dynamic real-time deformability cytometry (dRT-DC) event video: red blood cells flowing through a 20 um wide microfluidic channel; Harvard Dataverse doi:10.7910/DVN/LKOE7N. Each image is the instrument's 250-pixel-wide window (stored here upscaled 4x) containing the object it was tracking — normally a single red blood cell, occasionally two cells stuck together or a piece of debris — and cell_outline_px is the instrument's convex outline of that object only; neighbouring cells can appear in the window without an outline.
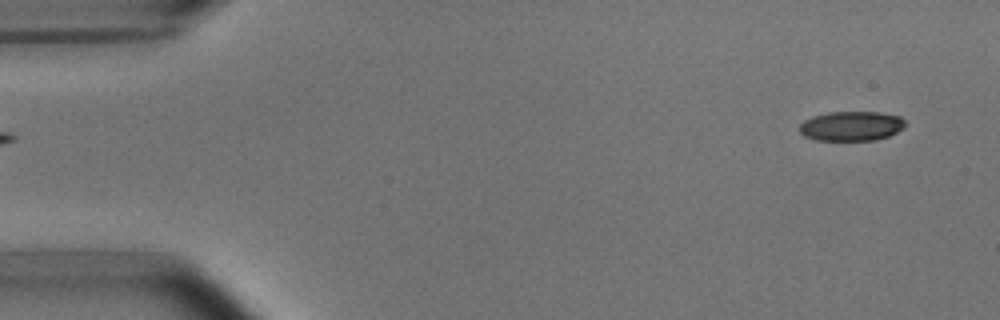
{"species": "common noctule bat (a hibernating species)", "species_latin": "Nyctalus noctula", "temperature_condition": "room temperature", "stored_images_in_passage": 6, "segment_of_instrument_passage": [2, 2], "camera_frame_rate_fps": 3000, "um_per_image_px": 0.085, "animal": {"sex": "male", "body_mass_g": 15.6}, "frame": {"image": 1, "passage_image": 6, "time_ms": 5.667, "image_size_px": [1000, 320], "cell_outline_px": [[908, 124], [904, 128], [888, 136], [876, 140], [816, 140], [804, 136], [800, 132], [800, 124], [804, 120], [812, 116], [828, 112], [880, 112], [900, 116]], "centroid_in_image_um": [72.38, 10.71], "position_along_channel_um": 12.6, "area_um2": 18.38}}